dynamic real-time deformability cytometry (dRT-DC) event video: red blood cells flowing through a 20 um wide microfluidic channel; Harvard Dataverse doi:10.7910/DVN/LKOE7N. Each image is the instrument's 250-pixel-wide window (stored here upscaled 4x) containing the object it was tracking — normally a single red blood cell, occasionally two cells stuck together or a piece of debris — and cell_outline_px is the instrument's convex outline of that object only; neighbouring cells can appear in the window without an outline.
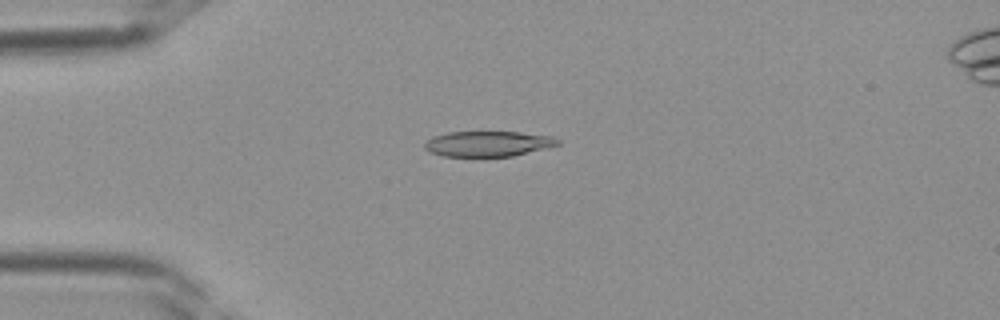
{"species": "Egyptian fruit bat (a non-hibernating species)", "species_latin": "Rousettus aegyptiacus", "temperature_condition": "room temperature", "stored_images_in_passage": 30, "camera_frame_rate_fps": 3000, "um_per_image_px": 0.085, "frame": {"image": 1, "passage_image": 2, "time_ms": 0.333, "image_size_px": [1000, 320], "cell_outline_px": [[560, 144], [512, 156], [440, 156], [428, 152], [424, 148], [424, 144], [432, 136], [448, 132], [520, 132], [552, 136], [560, 140]], "centroid_in_image_um": [41.44, 12.21], "position_along_channel_um": 43.6, "area_um2": 19.65}}
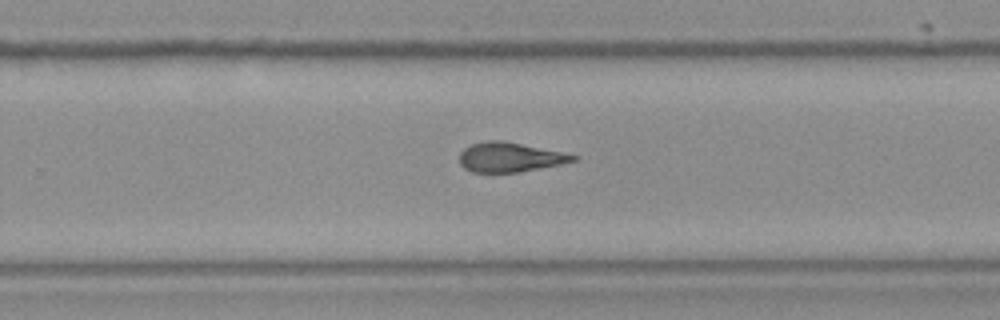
{"frame": {"image": 2, "passage_image": 17, "time_ms": 5.333, "image_size_px": [1000, 320], "cell_outline_px": [[580, 156], [576, 160], [560, 164], [520, 172], [472, 172], [464, 168], [460, 164], [460, 152], [464, 148], [472, 144], [488, 140], [500, 140]], "centroid_in_image_um": [43.3, 13.37], "position_along_channel_um": 286.5, "area_um2": 19.25}}
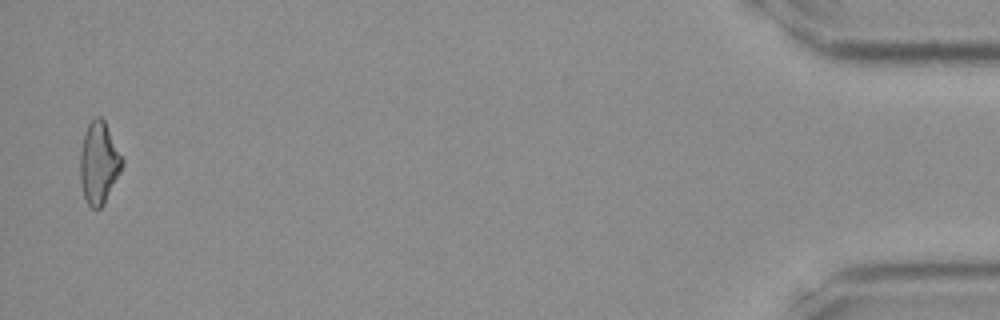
{"frame": {"image": 3, "passage_image": 30, "time_ms": 9.667, "image_size_px": [1000, 320], "cell_outline_px": [[124, 164], [104, 204], [100, 208], [92, 208], [88, 204], [84, 196], [80, 180], [80, 152], [84, 132], [88, 124], [96, 116], [100, 116], [104, 120], [124, 160]], "centroid_in_image_um": [8.4, 13.84], "position_along_channel_um": 426.8, "area_um2": 20.0}}